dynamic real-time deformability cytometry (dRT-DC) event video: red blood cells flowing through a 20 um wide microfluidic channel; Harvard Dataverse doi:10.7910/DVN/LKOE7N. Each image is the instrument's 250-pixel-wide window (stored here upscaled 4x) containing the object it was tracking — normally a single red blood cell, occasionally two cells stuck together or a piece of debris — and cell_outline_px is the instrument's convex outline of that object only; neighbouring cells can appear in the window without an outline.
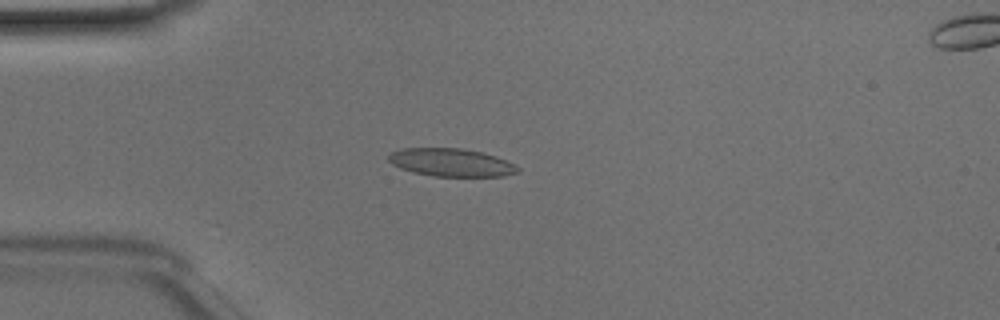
{"species": "Egyptian fruit bat (a non-hibernating species)", "species_latin": "Rousettus aegyptiacus", "temperature_condition": "room temperature", "stored_images_in_passage": 48, "camera_frame_rate_fps": 3000, "um_per_image_px": 0.085, "animal": {"sex": "male"}, "frame": {"image": 1, "passage_image": 12, "time_ms": 3.667, "image_size_px": [1000, 320], "cell_outline_px": [[520, 168], [516, 172], [504, 176], [432, 176], [412, 172], [400, 168], [392, 164], [388, 160], [388, 156], [392, 152], [404, 148], [464, 148], [496, 156]], "centroid_in_image_um": [38.31, 13.81], "position_along_channel_um": 46.7, "area_um2": 20.87}}
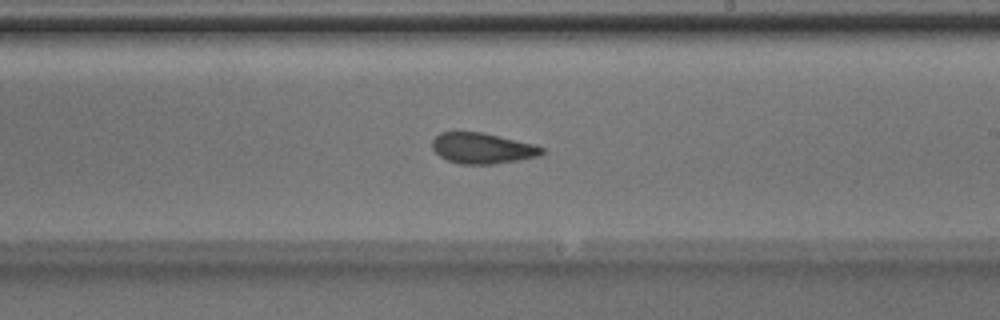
{"frame": {"image": 2, "passage_image": 28, "time_ms": 9.0, "image_size_px": [1000, 320], "cell_outline_px": [[544, 152], [540, 156], [492, 164], [460, 164], [448, 160], [440, 156], [432, 148], [432, 140], [440, 132], [480, 132], [536, 144], [544, 148]], "centroid_in_image_um": [41.01, 12.6], "position_along_channel_um": 248.0, "area_um2": 19.54}}
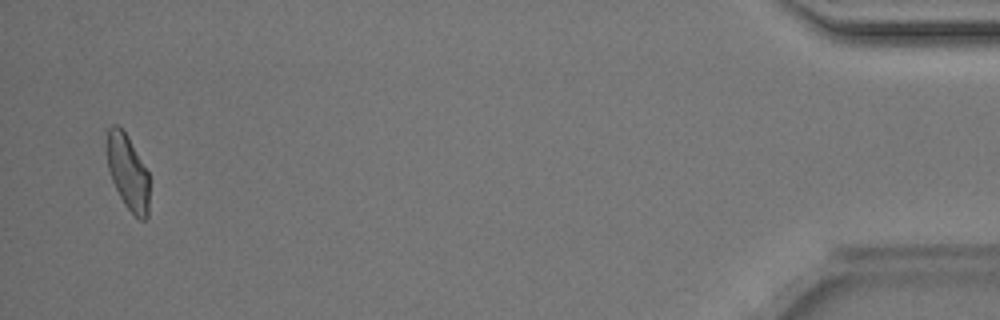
{"frame": {"image": 3, "passage_image": 47, "time_ms": 15.333, "image_size_px": [1000, 320], "cell_outline_px": [[148, 216], [144, 220], [140, 220], [124, 204], [112, 180], [108, 168], [104, 144], [108, 128], [112, 124], [116, 124], [128, 136], [148, 172]], "centroid_in_image_um": [10.82, 14.58], "position_along_channel_um": 424.4, "area_um2": 18.67}, "authors_computed_cell_mechanics": {"area_um2": 20.1722, "velocity_mm_per_s": 4.1136, "shape_relaxation_time_tau1_ms": 9.6668, "shape_relaxation_time_tau2_ms": 1.9727, "deformation_change_tau1": 0.2125, "deformation_change_tau2": 0.0801}}